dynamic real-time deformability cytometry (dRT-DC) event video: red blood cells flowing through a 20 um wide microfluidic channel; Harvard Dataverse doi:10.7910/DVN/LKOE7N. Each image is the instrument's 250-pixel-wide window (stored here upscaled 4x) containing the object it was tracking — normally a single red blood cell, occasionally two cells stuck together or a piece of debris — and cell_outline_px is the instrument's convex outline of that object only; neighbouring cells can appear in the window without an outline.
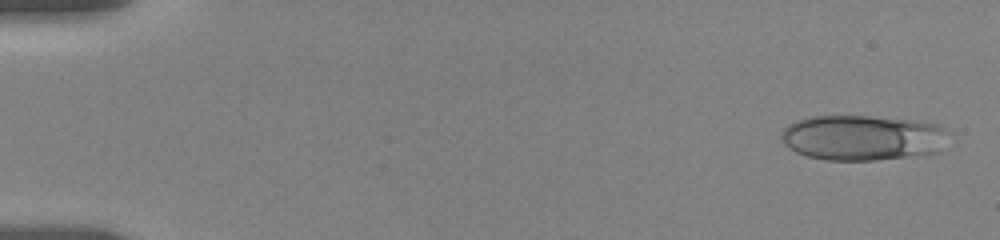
{"species": "human", "species_latin": "Homo sapiens", "temperature_condition": "room temperature", "stored_images_in_passage": 44, "camera_frame_rate_fps": 3000, "um_per_image_px": 0.085, "donor": {"sex": "female"}, "frame": {"image": 1, "passage_image": 1, "time_ms": 0.0, "image_size_px": [1000, 240], "cell_outline_px": [[944, 128], [940, 152], [876, 160], [828, 160], [808, 156], [796, 152], [788, 148], [784, 144], [780, 136], [784, 128], [796, 120], [808, 116], [868, 116], [924, 120], [940, 124]], "centroid_in_image_um": [73.28, 11.68], "position_along_channel_um": 11.7, "area_um2": 44.22}}
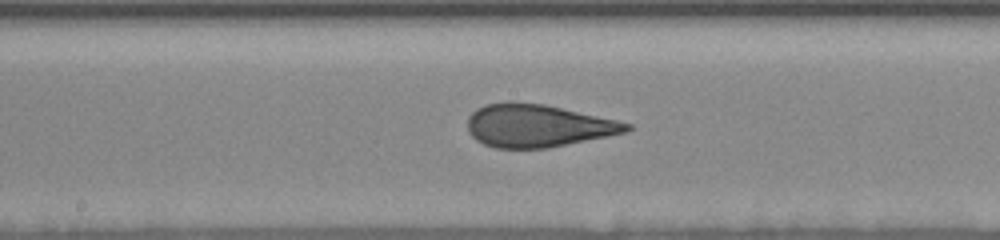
{"frame": {"image": 2, "passage_image": 24, "time_ms": 9.0, "image_size_px": [1000, 240], "cell_outline_px": [[632, 128], [628, 132], [548, 148], [496, 148], [484, 144], [476, 140], [468, 132], [468, 116], [476, 108], [484, 104], [508, 100], [512, 100], [544, 104], [616, 120], [632, 124]], "centroid_in_image_um": [45.67, 10.67], "position_along_channel_um": 202.5, "area_um2": 39.88}}
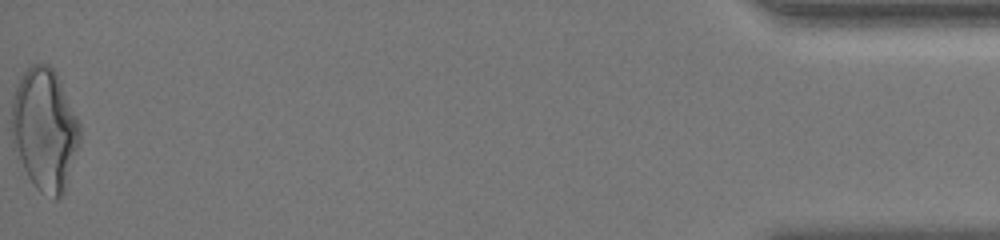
{"frame": {"image": 3, "passage_image": 44, "time_ms": 17.667, "image_size_px": [1000, 240], "cell_outline_px": [[80, 140], [64, 196], [60, 200], [56, 200], [40, 192], [36, 188], [28, 176], [12, 148], [12, 100], [20, 76], [32, 64], [48, 64], [52, 68], [80, 124]], "centroid_in_image_um": [3.78, 11.08], "position_along_channel_um": 431.4, "area_um2": 48.44}, "authors_computed_cell_mechanics": {"area_um2": 40.2577, "velocity_mm_per_s": 3.6487, "shape_relaxation_time_tau1_ms": 10.1164, "shape_relaxation_time_tau2_ms": 1.053, "deformation_change_tau1": 0.24, "deformation_change_tau2": 0.0905}}